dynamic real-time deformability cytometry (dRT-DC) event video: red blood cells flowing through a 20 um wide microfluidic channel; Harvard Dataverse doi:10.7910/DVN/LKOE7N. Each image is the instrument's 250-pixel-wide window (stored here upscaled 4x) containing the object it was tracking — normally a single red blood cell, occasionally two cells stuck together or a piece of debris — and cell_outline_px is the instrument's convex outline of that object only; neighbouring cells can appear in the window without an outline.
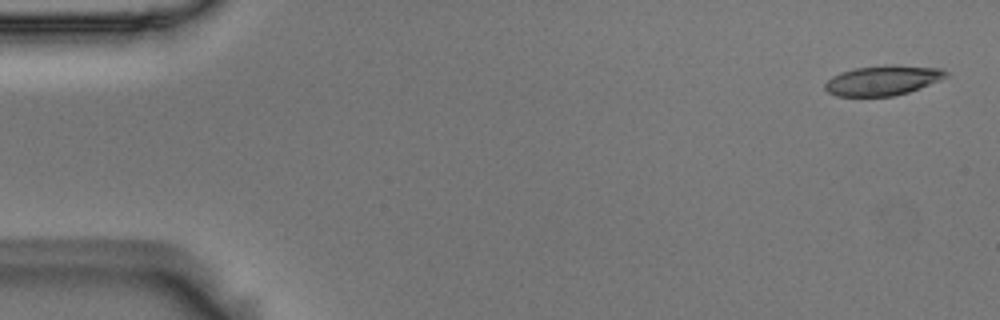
{"species": "Egyptian fruit bat (a non-hibernating species)", "species_latin": "Rousettus aegyptiacus", "temperature_condition": "room temperature", "stored_images_in_passage": 6, "camera_frame_rate_fps": 3000, "um_per_image_px": 0.085, "animal": {"sex": "male"}, "frame": {"image": 1, "passage_image": 1, "time_ms": 0.0, "image_size_px": [1000, 320], "cell_outline_px": [[948, 76], [940, 80], [920, 88], [908, 92], [892, 96], [836, 96], [828, 92], [824, 88], [824, 84], [832, 76], [840, 72], [856, 68], [892, 64], [896, 64], [944, 68], [948, 72]], "centroid_in_image_um": [75.07, 6.82], "position_along_channel_um": 9.9, "area_um2": 21.27}}
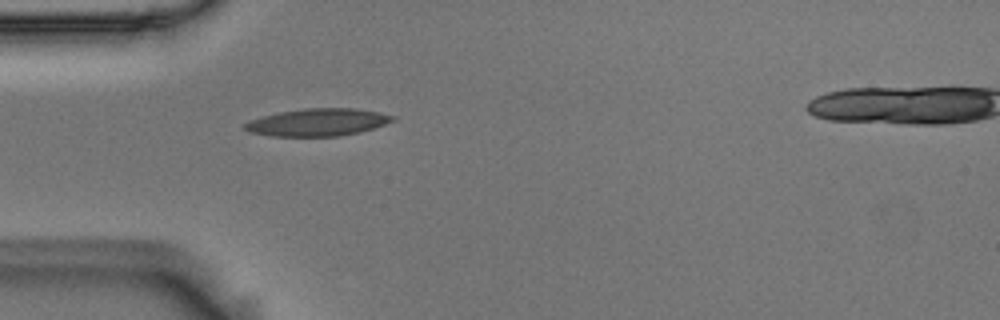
{"frame": {"image": 2, "passage_image": 5, "time_ms": 1.333, "image_size_px": [1000, 320], "cell_outline_px": [[396, 116], [392, 120], [384, 124], [360, 132], [340, 136], [272, 136], [252, 132], [244, 128], [244, 124], [248, 120], [280, 112], [304, 108], [356, 108]], "centroid_in_image_um": [26.99, 10.39], "position_along_channel_um": 58.0, "area_um2": 23.35}}